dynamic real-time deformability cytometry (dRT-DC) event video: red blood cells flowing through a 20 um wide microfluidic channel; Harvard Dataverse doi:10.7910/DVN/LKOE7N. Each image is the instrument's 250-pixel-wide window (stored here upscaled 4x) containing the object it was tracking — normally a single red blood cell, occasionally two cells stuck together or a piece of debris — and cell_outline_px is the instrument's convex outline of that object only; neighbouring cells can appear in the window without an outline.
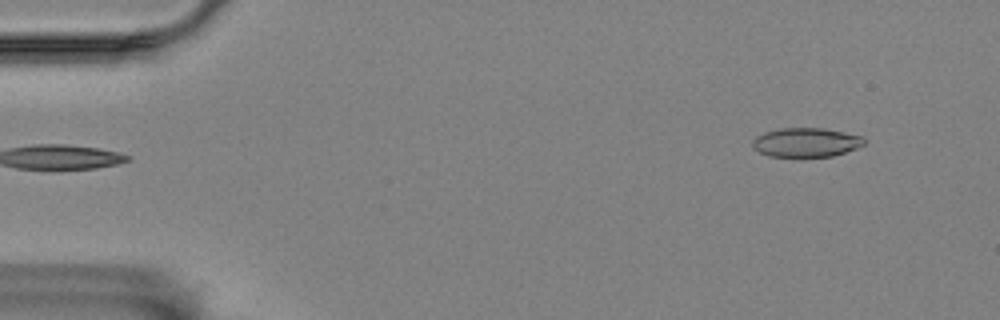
{"species": "Egyptian fruit bat (a non-hibernating species)", "species_latin": "Rousettus aegyptiacus", "temperature_condition": "room temperature", "stored_images_in_passage": 2, "camera_frame_rate_fps": 3000, "um_per_image_px": 0.085, "animal": {"sex": "female"}, "frame": {"image": 1, "passage_image": 2, "time_ms": 1.333, "image_size_px": [1000, 320], "cell_outline_px": [[864, 144], [856, 148], [832, 156], [800, 160], [768, 156], [752, 148], [752, 140], [756, 136], [764, 132], [780, 128], [824, 128], [844, 132], [860, 136], [864, 140]], "centroid_in_image_um": [68.44, 12.15], "position_along_channel_um": 16.6, "area_um2": 19.71}}